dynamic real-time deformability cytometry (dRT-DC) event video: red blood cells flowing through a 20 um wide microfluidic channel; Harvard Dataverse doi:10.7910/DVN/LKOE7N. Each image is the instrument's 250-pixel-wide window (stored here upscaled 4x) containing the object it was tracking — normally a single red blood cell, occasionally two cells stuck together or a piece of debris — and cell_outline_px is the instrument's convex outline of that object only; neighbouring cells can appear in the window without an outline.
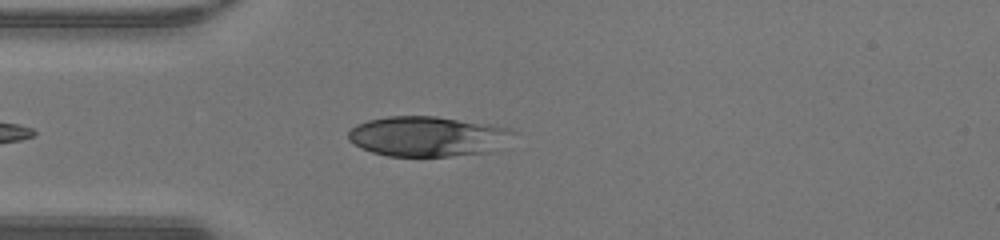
{"species": "human", "species_latin": "Homo sapiens", "temperature_condition": "warm", "stored_images_in_passage": 32, "camera_frame_rate_fps": 3000, "um_per_image_px": 0.085, "donor": {"sex": "male"}, "frame": {"image": 1, "passage_image": 4, "time_ms": 1.0, "image_size_px": [1000, 240], "cell_outline_px": [[516, 132], [488, 152], [448, 156], [388, 156], [372, 152], [360, 148], [348, 140], [348, 132], [356, 124], [368, 120], [388, 116], [436, 116], [492, 124], [508, 128]], "centroid_in_image_um": [36.26, 11.58], "position_along_channel_um": 48.7, "area_um2": 38.26}}
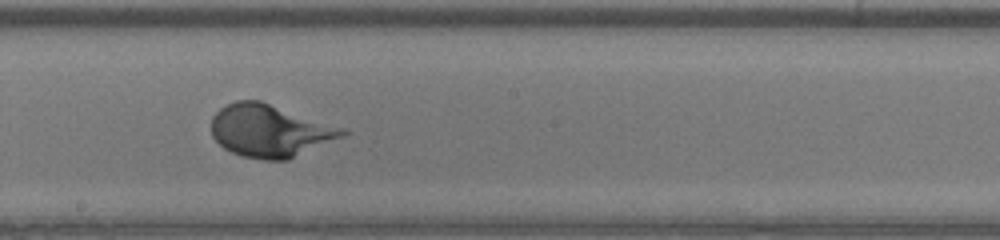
{"frame": {"image": 2, "passage_image": 17, "time_ms": 5.333, "image_size_px": [1000, 240], "cell_outline_px": [[348, 132], [344, 136], [288, 160], [264, 160], [244, 156], [232, 152], [224, 148], [212, 136], [212, 116], [220, 108], [236, 100], [260, 100], [348, 128]], "centroid_in_image_um": [22.99, 11.1], "position_along_channel_um": 225.2, "area_um2": 40.34}}
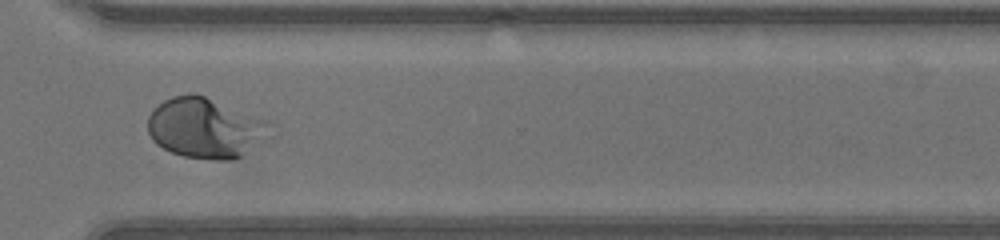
{"frame": {"image": 3, "passage_image": 26, "time_ms": 8.333, "image_size_px": [1000, 240], "cell_outline_px": [[272, 136], [240, 156], [232, 160], [216, 160], [184, 156], [172, 152], [156, 144], [152, 140], [148, 132], [148, 116], [164, 100], [172, 96], [192, 92], [204, 96], [268, 120], [272, 124]], "centroid_in_image_um": [17.49, 10.88], "position_along_channel_um": 353.1, "area_um2": 43.06}}